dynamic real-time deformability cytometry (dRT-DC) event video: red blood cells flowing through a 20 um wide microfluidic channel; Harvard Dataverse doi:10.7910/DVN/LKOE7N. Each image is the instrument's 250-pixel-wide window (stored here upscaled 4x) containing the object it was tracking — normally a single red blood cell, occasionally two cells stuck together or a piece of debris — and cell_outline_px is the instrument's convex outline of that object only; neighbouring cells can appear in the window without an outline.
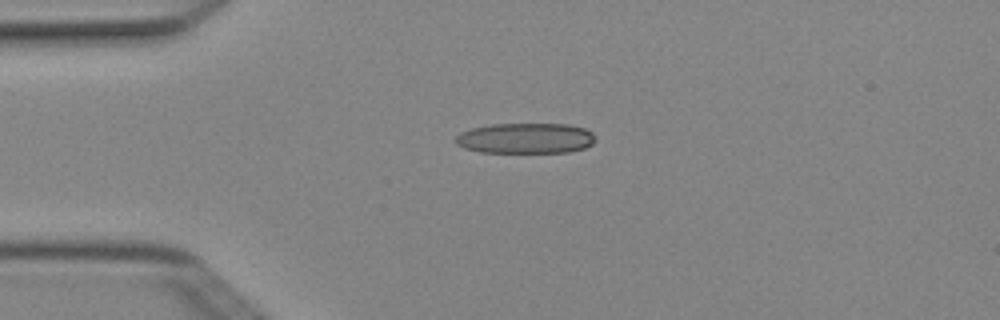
{"species": "Egyptian fruit bat (a non-hibernating species)", "species_latin": "Rousettus aegyptiacus", "temperature_condition": "cold", "stored_images_in_passage": 5, "camera_frame_rate_fps": 3000, "um_per_image_px": 0.085, "animal": {"sex": "female"}, "frame": {"image": 1, "passage_image": 4, "time_ms": 1.0, "image_size_px": [1000, 320], "cell_outline_px": [[596, 140], [592, 144], [584, 148], [568, 152], [480, 152], [464, 148], [456, 144], [456, 136], [460, 132], [472, 128], [492, 124], [568, 124], [584, 128], [592, 132], [596, 136]], "centroid_in_image_um": [44.69, 11.75], "position_along_channel_um": 40.3, "area_um2": 24.91}}